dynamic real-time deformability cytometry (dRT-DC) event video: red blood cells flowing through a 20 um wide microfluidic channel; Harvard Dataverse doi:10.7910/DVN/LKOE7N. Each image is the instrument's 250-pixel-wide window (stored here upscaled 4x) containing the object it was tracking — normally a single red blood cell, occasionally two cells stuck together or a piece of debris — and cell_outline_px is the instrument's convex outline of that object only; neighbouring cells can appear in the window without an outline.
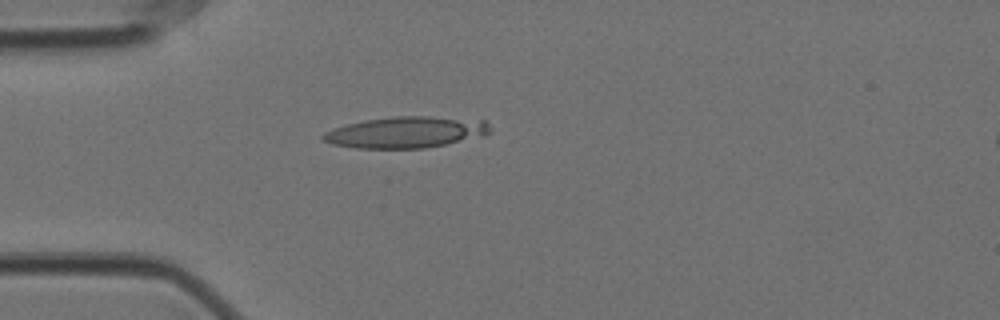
{"species": "Egyptian fruit bat (a non-hibernating species)", "species_latin": "Rousettus aegyptiacus", "temperature_condition": "cold", "stored_images_in_passage": 2, "camera_frame_rate_fps": 3000, "um_per_image_px": 0.085, "animal": {"sex": "female"}, "frame": {"image": 1, "passage_image": 1, "time_ms": 0.0, "image_size_px": [1000, 320], "cell_outline_px": [[492, 132], [488, 136], [424, 148], [356, 148], [332, 144], [324, 140], [320, 136], [324, 132], [348, 124], [364, 120], [392, 116], [432, 116], [484, 120], [492, 128]], "centroid_in_image_um": [34.59, 11.24], "position_along_channel_um": 50.4, "area_um2": 30.69}}